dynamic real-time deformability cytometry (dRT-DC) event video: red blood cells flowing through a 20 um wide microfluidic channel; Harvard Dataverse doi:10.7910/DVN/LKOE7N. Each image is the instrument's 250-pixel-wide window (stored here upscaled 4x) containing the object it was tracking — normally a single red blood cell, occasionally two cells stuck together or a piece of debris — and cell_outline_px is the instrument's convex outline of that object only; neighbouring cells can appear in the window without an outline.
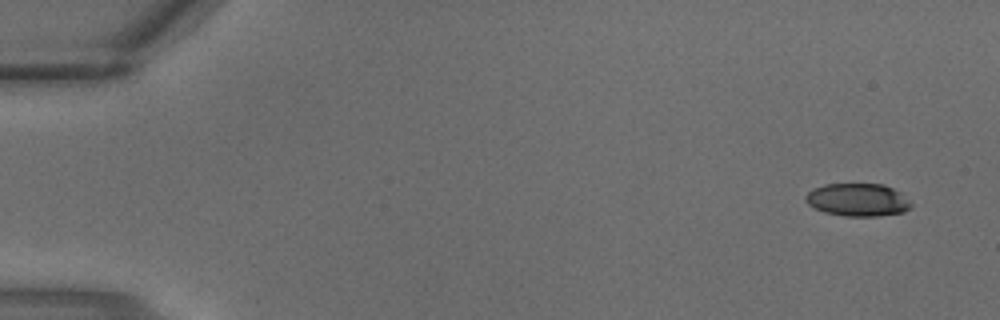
{"species": "common noctule bat (a hibernating species)", "species_latin": "Nyctalus noctula", "temperature_condition": "warm", "stored_images_in_passage": 2, "camera_frame_rate_fps": 3000, "um_per_image_px": 0.085, "animal": {"sex": "male", "body_mass_g": 18.8}, "frame": {"image": 1, "passage_image": 2, "time_ms": 0.333, "image_size_px": [1000, 320], "cell_outline_px": [[912, 208], [904, 212], [876, 216], [844, 216], [824, 212], [808, 204], [804, 200], [804, 196], [812, 188], [824, 184], [884, 184], [900, 192], [912, 204]], "centroid_in_image_um": [72.89, 16.98], "position_along_channel_um": 12.1, "area_um2": 20.29}}